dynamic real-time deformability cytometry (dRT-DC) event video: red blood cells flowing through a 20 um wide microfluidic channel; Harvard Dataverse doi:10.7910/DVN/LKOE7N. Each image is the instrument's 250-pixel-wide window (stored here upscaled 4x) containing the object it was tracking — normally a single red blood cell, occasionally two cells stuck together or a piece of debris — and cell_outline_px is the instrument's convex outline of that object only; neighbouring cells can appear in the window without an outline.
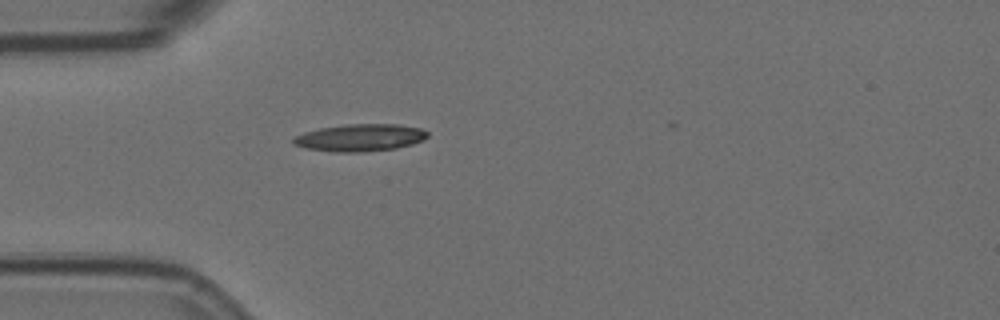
{"species": "Egyptian fruit bat (a non-hibernating species)", "species_latin": "Rousettus aegyptiacus", "temperature_condition": "room temperature", "stored_images_in_passage": 1, "camera_frame_rate_fps": 3000, "um_per_image_px": 0.085, "animal": {"sex": "female"}, "frame": {"image": 1, "passage_image": 1, "time_ms": 0.0, "image_size_px": [1000, 320], "cell_outline_px": [[428, 136], [424, 140], [412, 144], [396, 148], [360, 152], [336, 152], [308, 148], [292, 144], [292, 140], [296, 136], [304, 132], [320, 128], [348, 124], [400, 124], [424, 128], [428, 132]], "centroid_in_image_um": [30.66, 11.69], "position_along_channel_um": 54.3, "area_um2": 21.33}}